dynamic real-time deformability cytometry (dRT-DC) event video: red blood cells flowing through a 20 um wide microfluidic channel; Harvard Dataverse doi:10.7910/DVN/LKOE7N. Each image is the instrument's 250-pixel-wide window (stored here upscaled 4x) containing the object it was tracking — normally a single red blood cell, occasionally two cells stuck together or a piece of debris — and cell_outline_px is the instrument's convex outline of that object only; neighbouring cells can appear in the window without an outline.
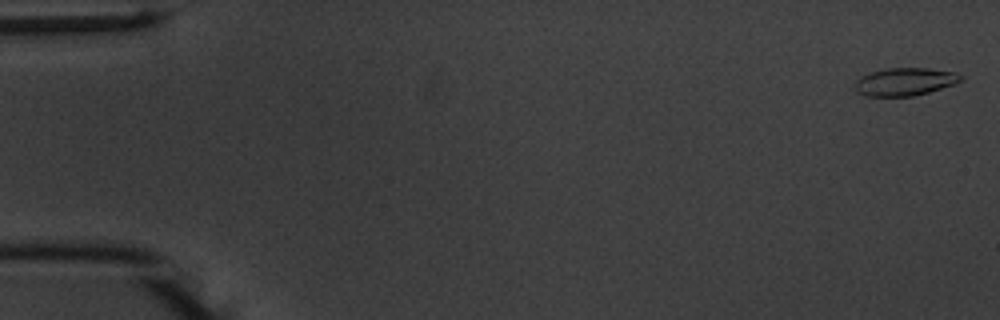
{"species": "common noctule bat (a hibernating species)", "species_latin": "Nyctalus noctula", "temperature_condition": "warm", "stored_images_in_passage": 55, "camera_frame_rate_fps": 3000, "um_per_image_px": 0.085, "animal": {"sex": "male", "body_mass_g": 20.1, "forearm_length_mm": 53.5}, "frame": {"image": 1, "passage_image": 2, "time_ms": 0.333, "image_size_px": [1000, 320], "cell_outline_px": [[964, 76], [956, 84], [928, 92], [912, 96], [868, 96], [860, 92], [856, 88], [856, 80], [872, 72], [888, 68], [928, 68], [956, 72]], "centroid_in_image_um": [76.99, 6.94], "position_along_channel_um": 8.0, "area_um2": 16.88}}
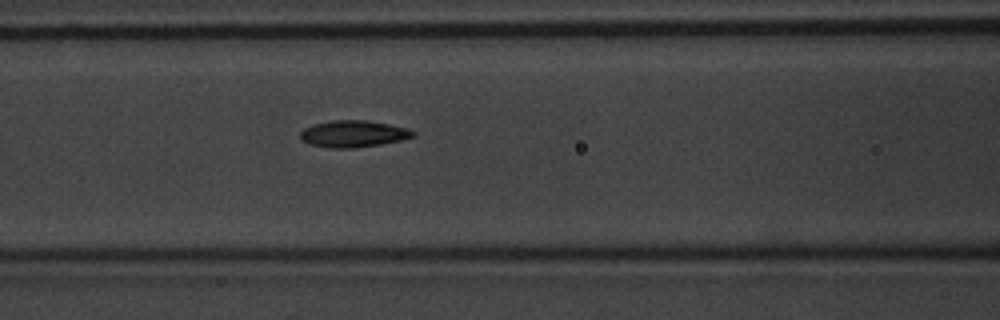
{"frame": {"image": 2, "passage_image": 24, "time_ms": 7.667, "image_size_px": [1000, 320], "cell_outline_px": [[416, 136], [400, 140], [380, 144], [356, 148], [332, 148], [308, 144], [300, 140], [300, 132], [304, 128], [312, 124], [332, 120], [368, 120], [408, 128], [416, 132]], "centroid_in_image_um": [30.01, 11.37], "position_along_channel_um": 136.6, "area_um2": 17.74}}
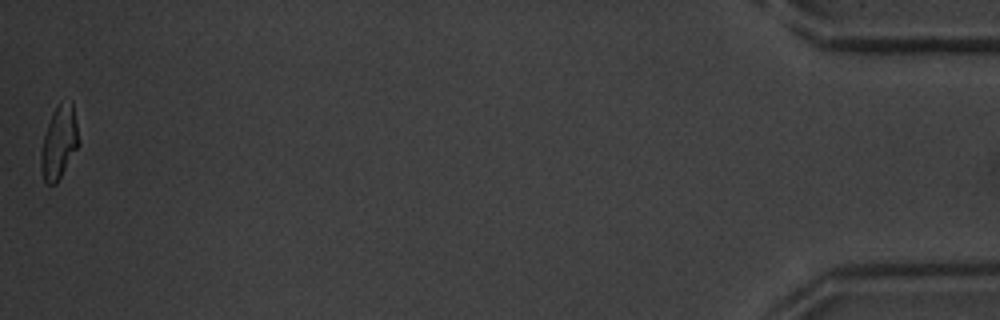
{"frame": {"image": 3, "passage_image": 55, "time_ms": 18.0, "image_size_px": [1000, 320], "cell_outline_px": [[80, 144], [56, 184], [48, 184], [44, 180], [40, 168], [40, 152], [44, 136], [52, 112], [56, 104], [60, 100], [72, 100]], "centroid_in_image_um": [5.02, 12.06], "position_along_channel_um": 430.2, "area_um2": 16.24}, "authors_computed_cell_mechanics": {"area_um2": 16.9932, "velocity_mm_per_s": 3.7473, "shape_relaxation_time_tau1_ms": 4.3872, "shape_relaxation_time_tau2_ms": 1.405, "deformation_change_tau1": 0.1689, "deformation_change_tau2": 0.0694}}